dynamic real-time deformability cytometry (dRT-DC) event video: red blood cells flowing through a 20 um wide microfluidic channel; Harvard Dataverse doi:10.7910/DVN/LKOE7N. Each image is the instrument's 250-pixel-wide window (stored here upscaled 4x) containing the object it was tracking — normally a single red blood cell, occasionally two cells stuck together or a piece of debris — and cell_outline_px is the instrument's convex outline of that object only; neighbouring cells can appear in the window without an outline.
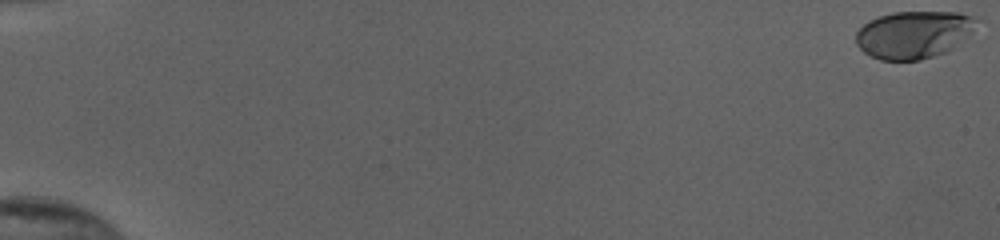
{"species": "human", "species_latin": "Homo sapiens", "temperature_condition": "cold", "stored_images_in_passage": 48, "camera_frame_rate_fps": 3000, "um_per_image_px": 0.085, "donor": {"sex": "female"}, "frame": {"image": 1, "passage_image": 1, "time_ms": 0.0, "image_size_px": [1000, 240], "cell_outline_px": [[972, 32], [956, 48], [948, 52], [920, 60], [880, 60], [864, 52], [856, 44], [856, 32], [868, 20], [892, 12], [956, 12], [972, 16]], "centroid_in_image_um": [77.63, 2.95], "position_along_channel_um": 7.4, "area_um2": 33.23}}
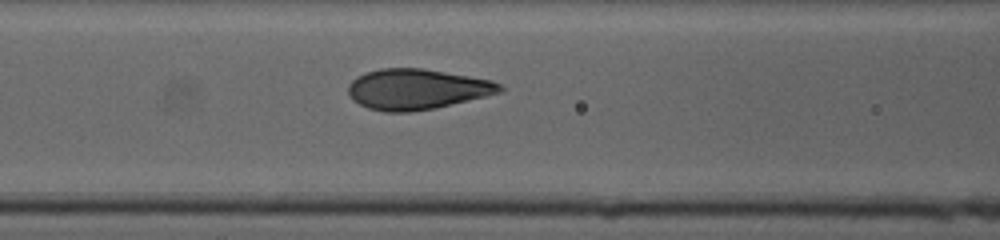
{"frame": {"image": 2, "passage_image": 26, "time_ms": 8.333, "image_size_px": [1000, 240], "cell_outline_px": [[504, 92], [436, 108], [408, 112], [384, 112], [368, 108], [352, 100], [348, 92], [348, 84], [356, 76], [380, 68], [424, 68], [492, 80], [500, 84], [504, 88]], "centroid_in_image_um": [35.45, 7.58], "position_along_channel_um": 131.2, "area_um2": 36.01}}
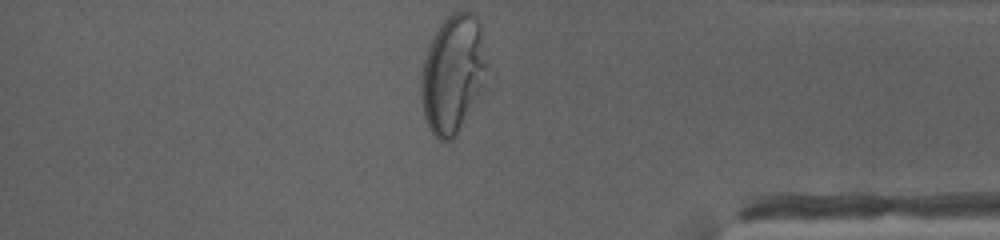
{"frame": {"image": 3, "passage_image": 48, "time_ms": 15.667, "image_size_px": [1000, 240], "cell_outline_px": [[488, 88], [456, 136], [452, 140], [440, 140], [432, 132], [424, 116], [420, 96], [420, 80], [424, 60], [428, 48], [436, 28], [452, 12], [472, 12], [476, 16], [480, 24]], "centroid_in_image_um": [38.52, 6.35], "position_along_channel_um": 396.7, "area_um2": 46.07}, "authors_computed_cell_mechanics": {"area_um2": 35.1713, "velocity_mm_per_s": 3.8696, "shape_relaxation_time_tau1_ms": 3.3147, "shape_relaxation_time_tau2_ms": null, "deformation_change_tau1": 0.1814, "deformation_change_tau2": null}}